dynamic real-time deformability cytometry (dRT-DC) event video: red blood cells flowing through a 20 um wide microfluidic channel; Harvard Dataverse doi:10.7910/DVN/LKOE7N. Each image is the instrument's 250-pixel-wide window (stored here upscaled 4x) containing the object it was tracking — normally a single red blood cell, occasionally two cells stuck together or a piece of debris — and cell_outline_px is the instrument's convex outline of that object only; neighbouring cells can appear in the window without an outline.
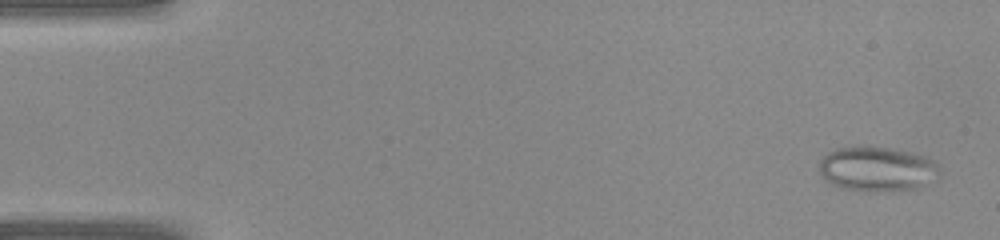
{"species": "common noctule bat (a hibernating species)", "species_latin": "Nyctalus noctula", "temperature_condition": "warm", "stored_images_in_passage": 41, "camera_frame_rate_fps": 3000, "um_per_image_px": 0.085, "animal": {"sex": "female", "body_mass_g": 22.0, "forearm_length_mm": 56.7}, "frame": {"image": 1, "passage_image": 2, "time_ms": 0.333, "image_size_px": [1000, 240], "cell_outline_px": [[940, 180], [920, 188], [892, 192], [868, 192], [844, 188], [832, 184], [824, 180], [820, 172], [820, 160], [828, 152], [836, 148], [856, 144], [864, 144], [896, 148], [912, 152], [936, 160], [940, 168]], "centroid_in_image_um": [74.64, 14.35], "position_along_channel_um": 10.4, "area_um2": 33.0}}
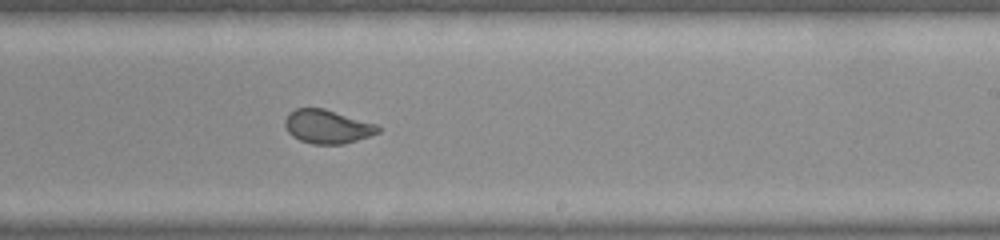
{"frame": {"image": 2, "passage_image": 25, "time_ms": 8.0, "image_size_px": [1000, 240], "cell_outline_px": [[380, 132], [344, 144], [312, 144], [300, 140], [292, 136], [288, 132], [284, 124], [284, 120], [296, 108], [324, 108], [380, 124]], "centroid_in_image_um": [27.86, 10.76], "position_along_channel_um": 261.1, "area_um2": 18.38}}
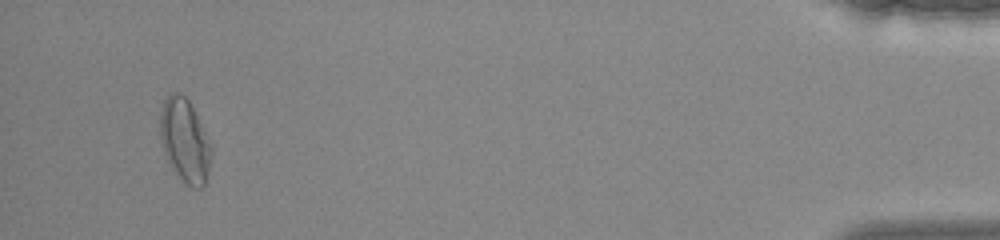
{"frame": {"image": 3, "passage_image": 39, "time_ms": 12.667, "image_size_px": [1000, 240], "cell_outline_px": [[212, 148], [208, 172], [204, 184], [200, 188], [192, 188], [176, 172], [168, 160], [164, 152], [160, 136], [160, 112], [164, 100], [172, 92], [176, 92], [184, 96], [188, 100]], "centroid_in_image_um": [15.69, 11.94], "position_along_channel_um": 419.5, "area_um2": 24.04}}